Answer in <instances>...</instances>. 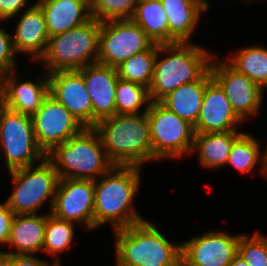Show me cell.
Masks as SVG:
<instances>
[{"instance_id": "cell-9", "label": "cell", "mask_w": 267, "mask_h": 266, "mask_svg": "<svg viewBox=\"0 0 267 266\" xmlns=\"http://www.w3.org/2000/svg\"><path fill=\"white\" fill-rule=\"evenodd\" d=\"M0 146L8 171L34 165L46 157L36 143L31 116L12 111L1 102Z\"/></svg>"}, {"instance_id": "cell-6", "label": "cell", "mask_w": 267, "mask_h": 266, "mask_svg": "<svg viewBox=\"0 0 267 266\" xmlns=\"http://www.w3.org/2000/svg\"><path fill=\"white\" fill-rule=\"evenodd\" d=\"M100 43V21H90L48 39L44 54L46 73L79 70L97 63Z\"/></svg>"}, {"instance_id": "cell-2", "label": "cell", "mask_w": 267, "mask_h": 266, "mask_svg": "<svg viewBox=\"0 0 267 266\" xmlns=\"http://www.w3.org/2000/svg\"><path fill=\"white\" fill-rule=\"evenodd\" d=\"M147 110L145 107L142 114H115L100 120L94 127L114 165L142 167L152 161Z\"/></svg>"}, {"instance_id": "cell-7", "label": "cell", "mask_w": 267, "mask_h": 266, "mask_svg": "<svg viewBox=\"0 0 267 266\" xmlns=\"http://www.w3.org/2000/svg\"><path fill=\"white\" fill-rule=\"evenodd\" d=\"M35 165L9 171L14 190L6 202L15 215L37 214L48 200L51 212L60 177L47 157Z\"/></svg>"}, {"instance_id": "cell-43", "label": "cell", "mask_w": 267, "mask_h": 266, "mask_svg": "<svg viewBox=\"0 0 267 266\" xmlns=\"http://www.w3.org/2000/svg\"><path fill=\"white\" fill-rule=\"evenodd\" d=\"M116 266H125V265H121V264H118V263L116 262Z\"/></svg>"}, {"instance_id": "cell-26", "label": "cell", "mask_w": 267, "mask_h": 266, "mask_svg": "<svg viewBox=\"0 0 267 266\" xmlns=\"http://www.w3.org/2000/svg\"><path fill=\"white\" fill-rule=\"evenodd\" d=\"M228 63L238 72L243 73L261 89L267 88V48L264 46H249L236 51Z\"/></svg>"}, {"instance_id": "cell-4", "label": "cell", "mask_w": 267, "mask_h": 266, "mask_svg": "<svg viewBox=\"0 0 267 266\" xmlns=\"http://www.w3.org/2000/svg\"><path fill=\"white\" fill-rule=\"evenodd\" d=\"M116 262L125 266H179L181 243L173 244L149 221L114 230Z\"/></svg>"}, {"instance_id": "cell-32", "label": "cell", "mask_w": 267, "mask_h": 266, "mask_svg": "<svg viewBox=\"0 0 267 266\" xmlns=\"http://www.w3.org/2000/svg\"><path fill=\"white\" fill-rule=\"evenodd\" d=\"M238 254L249 266H267V237L258 231L252 236L240 234Z\"/></svg>"}, {"instance_id": "cell-38", "label": "cell", "mask_w": 267, "mask_h": 266, "mask_svg": "<svg viewBox=\"0 0 267 266\" xmlns=\"http://www.w3.org/2000/svg\"><path fill=\"white\" fill-rule=\"evenodd\" d=\"M229 266H249L238 253L235 255Z\"/></svg>"}, {"instance_id": "cell-22", "label": "cell", "mask_w": 267, "mask_h": 266, "mask_svg": "<svg viewBox=\"0 0 267 266\" xmlns=\"http://www.w3.org/2000/svg\"><path fill=\"white\" fill-rule=\"evenodd\" d=\"M46 224V214L38 215L37 213L15 215L11 224L7 245H13L17 251L2 252L9 255H35L38 251H42Z\"/></svg>"}, {"instance_id": "cell-39", "label": "cell", "mask_w": 267, "mask_h": 266, "mask_svg": "<svg viewBox=\"0 0 267 266\" xmlns=\"http://www.w3.org/2000/svg\"><path fill=\"white\" fill-rule=\"evenodd\" d=\"M196 4L199 8H201L203 11H206L209 7V2L207 0H189Z\"/></svg>"}, {"instance_id": "cell-23", "label": "cell", "mask_w": 267, "mask_h": 266, "mask_svg": "<svg viewBox=\"0 0 267 266\" xmlns=\"http://www.w3.org/2000/svg\"><path fill=\"white\" fill-rule=\"evenodd\" d=\"M243 133L233 130L195 134L191 155L198 152L199 163L204 168H221L226 165L234 142Z\"/></svg>"}, {"instance_id": "cell-31", "label": "cell", "mask_w": 267, "mask_h": 266, "mask_svg": "<svg viewBox=\"0 0 267 266\" xmlns=\"http://www.w3.org/2000/svg\"><path fill=\"white\" fill-rule=\"evenodd\" d=\"M139 0H90L92 18L105 22L131 19Z\"/></svg>"}, {"instance_id": "cell-14", "label": "cell", "mask_w": 267, "mask_h": 266, "mask_svg": "<svg viewBox=\"0 0 267 266\" xmlns=\"http://www.w3.org/2000/svg\"><path fill=\"white\" fill-rule=\"evenodd\" d=\"M213 78L224 89L234 112L245 122L250 115H256L262 105L263 92L256 83L238 72L227 61L210 63Z\"/></svg>"}, {"instance_id": "cell-10", "label": "cell", "mask_w": 267, "mask_h": 266, "mask_svg": "<svg viewBox=\"0 0 267 266\" xmlns=\"http://www.w3.org/2000/svg\"><path fill=\"white\" fill-rule=\"evenodd\" d=\"M154 42L132 19L100 22L97 62L116 67L131 56L148 50Z\"/></svg>"}, {"instance_id": "cell-34", "label": "cell", "mask_w": 267, "mask_h": 266, "mask_svg": "<svg viewBox=\"0 0 267 266\" xmlns=\"http://www.w3.org/2000/svg\"><path fill=\"white\" fill-rule=\"evenodd\" d=\"M14 216L15 214L8 207L7 202L0 204V244L7 245Z\"/></svg>"}, {"instance_id": "cell-3", "label": "cell", "mask_w": 267, "mask_h": 266, "mask_svg": "<svg viewBox=\"0 0 267 266\" xmlns=\"http://www.w3.org/2000/svg\"><path fill=\"white\" fill-rule=\"evenodd\" d=\"M163 52L167 54L166 58L159 59ZM213 57L208 50L191 42L157 44L149 87L151 102H159L182 84L198 80L210 68Z\"/></svg>"}, {"instance_id": "cell-12", "label": "cell", "mask_w": 267, "mask_h": 266, "mask_svg": "<svg viewBox=\"0 0 267 266\" xmlns=\"http://www.w3.org/2000/svg\"><path fill=\"white\" fill-rule=\"evenodd\" d=\"M94 180L60 178L51 212L53 216L94 229Z\"/></svg>"}, {"instance_id": "cell-33", "label": "cell", "mask_w": 267, "mask_h": 266, "mask_svg": "<svg viewBox=\"0 0 267 266\" xmlns=\"http://www.w3.org/2000/svg\"><path fill=\"white\" fill-rule=\"evenodd\" d=\"M15 55L12 34H9L4 27L0 26V70L3 73L16 70Z\"/></svg>"}, {"instance_id": "cell-41", "label": "cell", "mask_w": 267, "mask_h": 266, "mask_svg": "<svg viewBox=\"0 0 267 266\" xmlns=\"http://www.w3.org/2000/svg\"><path fill=\"white\" fill-rule=\"evenodd\" d=\"M3 74L4 73L0 70V91H1V88H2Z\"/></svg>"}, {"instance_id": "cell-25", "label": "cell", "mask_w": 267, "mask_h": 266, "mask_svg": "<svg viewBox=\"0 0 267 266\" xmlns=\"http://www.w3.org/2000/svg\"><path fill=\"white\" fill-rule=\"evenodd\" d=\"M156 44H169V24L161 0H139L131 18Z\"/></svg>"}, {"instance_id": "cell-24", "label": "cell", "mask_w": 267, "mask_h": 266, "mask_svg": "<svg viewBox=\"0 0 267 266\" xmlns=\"http://www.w3.org/2000/svg\"><path fill=\"white\" fill-rule=\"evenodd\" d=\"M169 24V44L189 42L204 11L189 0H161Z\"/></svg>"}, {"instance_id": "cell-42", "label": "cell", "mask_w": 267, "mask_h": 266, "mask_svg": "<svg viewBox=\"0 0 267 266\" xmlns=\"http://www.w3.org/2000/svg\"><path fill=\"white\" fill-rule=\"evenodd\" d=\"M263 155H264L265 162L267 164V146H266V149H265V152L263 153Z\"/></svg>"}, {"instance_id": "cell-28", "label": "cell", "mask_w": 267, "mask_h": 266, "mask_svg": "<svg viewBox=\"0 0 267 266\" xmlns=\"http://www.w3.org/2000/svg\"><path fill=\"white\" fill-rule=\"evenodd\" d=\"M157 55V44L154 43L148 50L131 56L116 66L119 79L135 82L147 88L153 79L154 61Z\"/></svg>"}, {"instance_id": "cell-30", "label": "cell", "mask_w": 267, "mask_h": 266, "mask_svg": "<svg viewBox=\"0 0 267 266\" xmlns=\"http://www.w3.org/2000/svg\"><path fill=\"white\" fill-rule=\"evenodd\" d=\"M74 229L73 222L59 219L47 213L42 252L57 255L59 252L68 250L73 245Z\"/></svg>"}, {"instance_id": "cell-27", "label": "cell", "mask_w": 267, "mask_h": 266, "mask_svg": "<svg viewBox=\"0 0 267 266\" xmlns=\"http://www.w3.org/2000/svg\"><path fill=\"white\" fill-rule=\"evenodd\" d=\"M260 149L259 141L244 132L234 142L226 164L232 165L240 173H247L252 171L259 162L261 163V168H259L261 174L267 177V164Z\"/></svg>"}, {"instance_id": "cell-11", "label": "cell", "mask_w": 267, "mask_h": 266, "mask_svg": "<svg viewBox=\"0 0 267 266\" xmlns=\"http://www.w3.org/2000/svg\"><path fill=\"white\" fill-rule=\"evenodd\" d=\"M31 118L36 143L45 155L85 128L50 94Z\"/></svg>"}, {"instance_id": "cell-5", "label": "cell", "mask_w": 267, "mask_h": 266, "mask_svg": "<svg viewBox=\"0 0 267 266\" xmlns=\"http://www.w3.org/2000/svg\"><path fill=\"white\" fill-rule=\"evenodd\" d=\"M46 157L53 163L60 178L96 180L114 164L108 159L99 133L85 127L64 143L56 146Z\"/></svg>"}, {"instance_id": "cell-16", "label": "cell", "mask_w": 267, "mask_h": 266, "mask_svg": "<svg viewBox=\"0 0 267 266\" xmlns=\"http://www.w3.org/2000/svg\"><path fill=\"white\" fill-rule=\"evenodd\" d=\"M243 121L234 112L224 89L212 78L206 85L195 134L237 130L235 124Z\"/></svg>"}, {"instance_id": "cell-20", "label": "cell", "mask_w": 267, "mask_h": 266, "mask_svg": "<svg viewBox=\"0 0 267 266\" xmlns=\"http://www.w3.org/2000/svg\"><path fill=\"white\" fill-rule=\"evenodd\" d=\"M49 37L62 34L92 19L90 0H37Z\"/></svg>"}, {"instance_id": "cell-8", "label": "cell", "mask_w": 267, "mask_h": 266, "mask_svg": "<svg viewBox=\"0 0 267 266\" xmlns=\"http://www.w3.org/2000/svg\"><path fill=\"white\" fill-rule=\"evenodd\" d=\"M146 113L150 126L152 161L179 159L183 154H191L195 138L193 125L159 102H151Z\"/></svg>"}, {"instance_id": "cell-37", "label": "cell", "mask_w": 267, "mask_h": 266, "mask_svg": "<svg viewBox=\"0 0 267 266\" xmlns=\"http://www.w3.org/2000/svg\"><path fill=\"white\" fill-rule=\"evenodd\" d=\"M0 266H14V255H9L0 250Z\"/></svg>"}, {"instance_id": "cell-21", "label": "cell", "mask_w": 267, "mask_h": 266, "mask_svg": "<svg viewBox=\"0 0 267 266\" xmlns=\"http://www.w3.org/2000/svg\"><path fill=\"white\" fill-rule=\"evenodd\" d=\"M213 78L210 68L196 81L182 84L159 103L181 119L195 126L207 83Z\"/></svg>"}, {"instance_id": "cell-18", "label": "cell", "mask_w": 267, "mask_h": 266, "mask_svg": "<svg viewBox=\"0 0 267 266\" xmlns=\"http://www.w3.org/2000/svg\"><path fill=\"white\" fill-rule=\"evenodd\" d=\"M16 78V71L3 74L0 102L12 111L32 116L49 95L48 74H43L36 82L17 81Z\"/></svg>"}, {"instance_id": "cell-15", "label": "cell", "mask_w": 267, "mask_h": 266, "mask_svg": "<svg viewBox=\"0 0 267 266\" xmlns=\"http://www.w3.org/2000/svg\"><path fill=\"white\" fill-rule=\"evenodd\" d=\"M49 94L65 106L84 127H93V108L79 70L48 74Z\"/></svg>"}, {"instance_id": "cell-36", "label": "cell", "mask_w": 267, "mask_h": 266, "mask_svg": "<svg viewBox=\"0 0 267 266\" xmlns=\"http://www.w3.org/2000/svg\"><path fill=\"white\" fill-rule=\"evenodd\" d=\"M14 266H49V262L36 255L14 254Z\"/></svg>"}, {"instance_id": "cell-13", "label": "cell", "mask_w": 267, "mask_h": 266, "mask_svg": "<svg viewBox=\"0 0 267 266\" xmlns=\"http://www.w3.org/2000/svg\"><path fill=\"white\" fill-rule=\"evenodd\" d=\"M240 235L208 231L181 243L183 266H229L238 253Z\"/></svg>"}, {"instance_id": "cell-1", "label": "cell", "mask_w": 267, "mask_h": 266, "mask_svg": "<svg viewBox=\"0 0 267 266\" xmlns=\"http://www.w3.org/2000/svg\"><path fill=\"white\" fill-rule=\"evenodd\" d=\"M138 166L114 165L94 180V229L111 223L113 229H123L144 221L133 207L140 181Z\"/></svg>"}, {"instance_id": "cell-35", "label": "cell", "mask_w": 267, "mask_h": 266, "mask_svg": "<svg viewBox=\"0 0 267 266\" xmlns=\"http://www.w3.org/2000/svg\"><path fill=\"white\" fill-rule=\"evenodd\" d=\"M27 0H0V22L9 21L14 16L20 14V11L27 4Z\"/></svg>"}, {"instance_id": "cell-17", "label": "cell", "mask_w": 267, "mask_h": 266, "mask_svg": "<svg viewBox=\"0 0 267 266\" xmlns=\"http://www.w3.org/2000/svg\"><path fill=\"white\" fill-rule=\"evenodd\" d=\"M92 101L93 127L116 114L115 92L119 76L116 67L94 63L79 69Z\"/></svg>"}, {"instance_id": "cell-29", "label": "cell", "mask_w": 267, "mask_h": 266, "mask_svg": "<svg viewBox=\"0 0 267 266\" xmlns=\"http://www.w3.org/2000/svg\"><path fill=\"white\" fill-rule=\"evenodd\" d=\"M150 104L149 88L135 82L118 80L115 92L116 114H140L142 107L149 108Z\"/></svg>"}, {"instance_id": "cell-19", "label": "cell", "mask_w": 267, "mask_h": 266, "mask_svg": "<svg viewBox=\"0 0 267 266\" xmlns=\"http://www.w3.org/2000/svg\"><path fill=\"white\" fill-rule=\"evenodd\" d=\"M25 10L12 35L14 49L17 54H29L33 60L39 61L49 39L45 16L36 2Z\"/></svg>"}, {"instance_id": "cell-40", "label": "cell", "mask_w": 267, "mask_h": 266, "mask_svg": "<svg viewBox=\"0 0 267 266\" xmlns=\"http://www.w3.org/2000/svg\"><path fill=\"white\" fill-rule=\"evenodd\" d=\"M58 256H56V260L53 262V264H51L50 266H61V264H60V262L61 261H59L60 259L59 258H57Z\"/></svg>"}]
</instances>
